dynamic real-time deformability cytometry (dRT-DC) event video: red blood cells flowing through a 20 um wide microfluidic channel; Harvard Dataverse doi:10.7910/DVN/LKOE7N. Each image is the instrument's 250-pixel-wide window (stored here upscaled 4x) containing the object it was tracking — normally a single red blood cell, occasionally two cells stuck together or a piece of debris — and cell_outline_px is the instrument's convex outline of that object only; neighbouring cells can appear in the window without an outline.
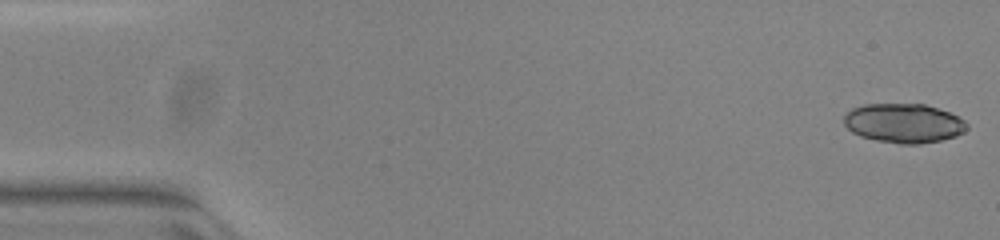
{"species": "common noctule bat (a hibernating species)", "species_latin": "Nyctalus noctula", "temperature_condition": "warm", "stored_images_in_passage": 51, "camera_frame_rate_fps": 3000, "um_per_image_px": 0.085, "animal": {"sex": "female", "body_mass_g": 23.0, "forearm_length_mm": 53.4}, "frame": {"image": 1, "passage_image": 1, "time_ms": 0.0, "image_size_px": [1000, 240], "cell_outline_px": [[968, 128], [964, 132], [956, 136], [940, 140], [920, 144], [900, 144], [876, 140], [860, 136], [852, 132], [844, 124], [844, 116], [852, 108], [864, 104], [924, 104], [948, 112], [964, 120], [968, 124]], "centroid_in_image_um": [76.81, 10.48], "position_along_channel_um": 8.2, "area_um2": 28.09}}
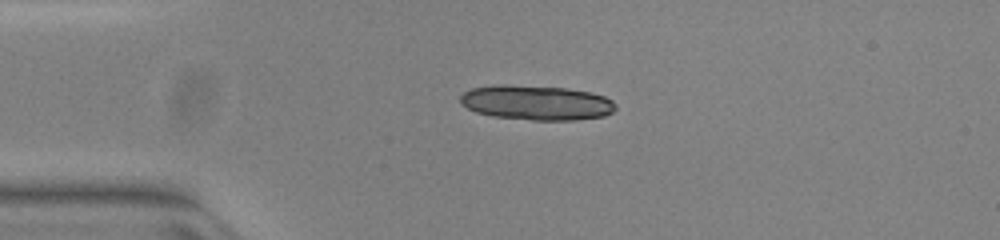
{"frame": {"image": 2, "passage_image": 12, "time_ms": 3.667, "image_size_px": [1000, 240], "cell_outline_px": [[616, 108], [612, 112], [604, 116], [576, 120], [532, 120], [492, 116], [476, 112], [460, 104], [460, 96], [464, 92], [472, 88], [500, 84], [504, 84], [564, 88], [592, 92], [604, 96], [612, 100], [616, 104]], "centroid_in_image_um": [45.6, 8.73], "position_along_channel_um": 39.4, "area_um2": 31.56}}